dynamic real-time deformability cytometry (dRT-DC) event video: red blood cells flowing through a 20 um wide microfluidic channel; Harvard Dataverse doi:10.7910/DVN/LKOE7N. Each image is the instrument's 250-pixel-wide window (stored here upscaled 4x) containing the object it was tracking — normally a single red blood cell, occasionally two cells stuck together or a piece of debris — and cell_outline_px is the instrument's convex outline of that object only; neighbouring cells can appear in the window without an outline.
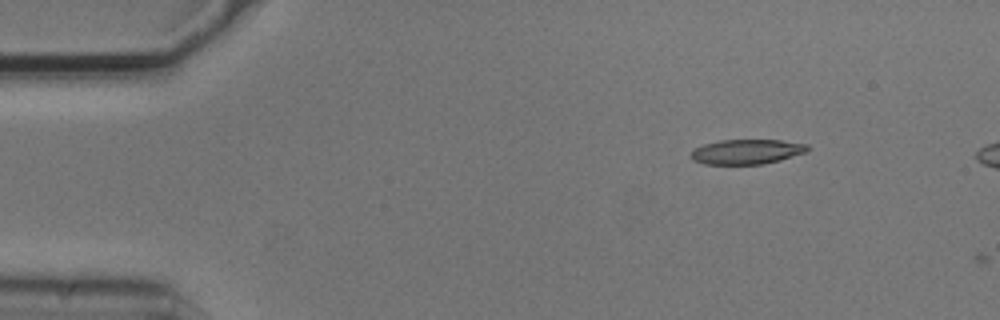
{"species": "common noctule bat (a hibernating species)", "species_latin": "Nyctalus noctula", "temperature_condition": "cold", "stored_images_in_passage": 2, "camera_frame_rate_fps": 3000, "um_per_image_px": 0.085, "animal": {"sex": "male", "body_mass_g": 20.5, "forearm_length_mm": 52.5}, "frame": {"image": 1, "passage_image": 1, "time_ms": 0.0, "image_size_px": [1000, 320], "cell_outline_px": [[812, 148], [808, 152], [780, 160], [760, 164], [704, 164], [692, 160], [692, 152], [696, 148], [704, 144], [720, 140], [780, 140], [808, 144]], "centroid_in_image_um": [63.54, 12.89], "position_along_channel_um": 21.5, "area_um2": 16.88}}